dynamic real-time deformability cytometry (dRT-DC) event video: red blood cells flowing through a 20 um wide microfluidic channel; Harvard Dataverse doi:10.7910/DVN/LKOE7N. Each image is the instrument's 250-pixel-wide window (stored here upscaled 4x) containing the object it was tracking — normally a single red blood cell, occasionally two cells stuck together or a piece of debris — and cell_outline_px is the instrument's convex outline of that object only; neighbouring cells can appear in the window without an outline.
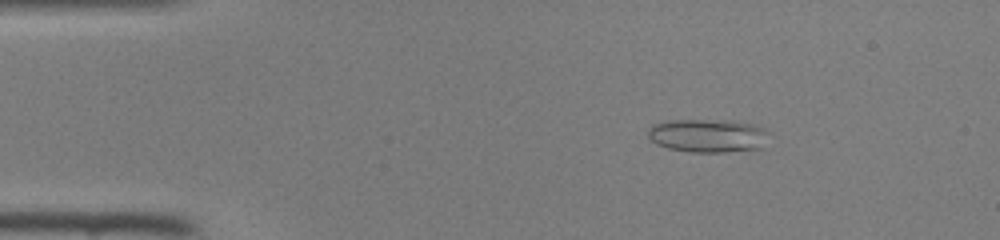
{"species": "common noctule bat (a hibernating species)", "species_latin": "Nyctalus noctula", "temperature_condition": "room temperature", "stored_images_in_passage": 45, "camera_frame_rate_fps": 3000, "um_per_image_px": 0.085, "animal": {"sex": "female", "body_mass_g": 22.0, "forearm_length_mm": 56.7}, "frame": {"image": 1, "passage_image": 6, "time_ms": 1.667, "image_size_px": [1000, 240], "cell_outline_px": [[764, 148], [724, 152], [688, 152], [668, 148], [656, 144], [648, 140], [648, 128], [652, 124], [668, 120], [704, 120], [748, 124], [764, 128]], "centroid_in_image_um": [60.03, 11.55], "position_along_channel_um": 25.0, "area_um2": 23.12}}
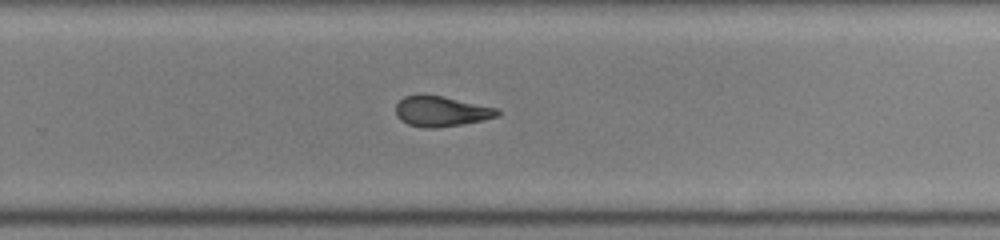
{"frame": {"image": 2, "passage_image": 29, "time_ms": 9.333, "image_size_px": [1000, 240], "cell_outline_px": [[500, 116], [484, 120], [436, 128], [424, 128], [408, 124], [400, 120], [396, 116], [396, 104], [404, 96], [420, 92], [424, 92], [496, 108], [500, 112]], "centroid_in_image_um": [37.45, 9.44], "position_along_channel_um": 292.4, "area_um2": 18.26}}
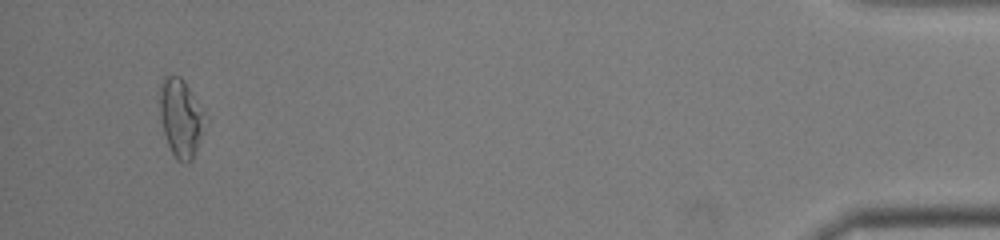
{"frame": {"image": 3, "passage_image": 43, "time_ms": 14.0, "image_size_px": [1000, 240], "cell_outline_px": [[200, 140], [192, 160], [188, 164], [176, 160], [168, 144], [164, 132], [160, 116], [160, 84], [164, 76], [180, 76], [184, 80], [200, 112]], "centroid_in_image_um": [15.27, 10.05], "position_along_channel_um": 419.9, "area_um2": 19.31}}